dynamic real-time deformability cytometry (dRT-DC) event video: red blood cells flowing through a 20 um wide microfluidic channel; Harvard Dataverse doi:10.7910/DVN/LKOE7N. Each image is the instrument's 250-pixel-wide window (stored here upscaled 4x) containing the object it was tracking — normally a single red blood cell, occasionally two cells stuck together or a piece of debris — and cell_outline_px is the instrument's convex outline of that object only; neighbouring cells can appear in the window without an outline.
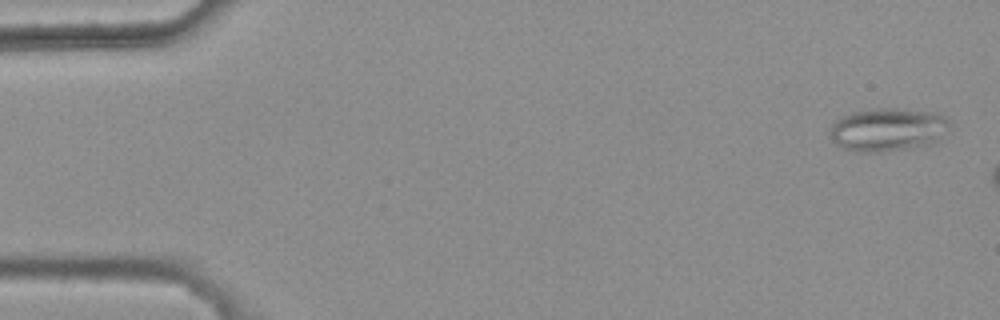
{"species": "common noctule bat (a hibernating species)", "species_latin": "Nyctalus noctula", "temperature_condition": "warm", "stored_images_in_passage": 3, "camera_frame_rate_fps": 3000, "um_per_image_px": 0.085, "animal": {"sex": "female", "body_mass_g": 25.1}, "frame": {"image": 1, "passage_image": 1, "time_ms": 0.0, "image_size_px": [1000, 320], "cell_outline_px": [[948, 132], [940, 140], [932, 144], [912, 148], [884, 152], [860, 152], [844, 148], [836, 144], [828, 136], [832, 124], [836, 120], [852, 112], [872, 108], [896, 108], [936, 112], [944, 116], [948, 120]], "centroid_in_image_um": [75.49, 11.02], "position_along_channel_um": 9.5, "area_um2": 30.63}}